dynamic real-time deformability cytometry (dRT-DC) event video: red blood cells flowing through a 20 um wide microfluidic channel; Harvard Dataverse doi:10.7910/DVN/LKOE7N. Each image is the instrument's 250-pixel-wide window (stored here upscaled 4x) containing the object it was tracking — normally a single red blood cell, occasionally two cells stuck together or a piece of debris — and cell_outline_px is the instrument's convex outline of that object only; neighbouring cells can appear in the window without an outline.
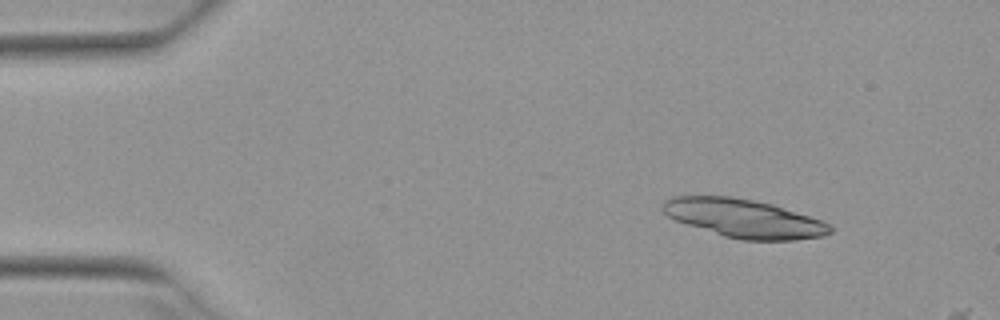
{"species": "Egyptian fruit bat (a non-hibernating species)", "species_latin": "Rousettus aegyptiacus", "temperature_condition": "warm", "stored_images_in_passage": 3, "camera_frame_rate_fps": 3000, "um_per_image_px": 0.085, "animal": {"sex": "female"}, "frame": {"image": 1, "passage_image": 1, "time_ms": 0.0, "image_size_px": [1000, 320], "cell_outline_px": [[832, 232], [824, 236], [796, 240], [744, 240], [724, 236], [676, 220], [668, 216], [664, 212], [664, 200], [672, 196], [732, 196], [772, 204], [824, 220], [832, 224]], "centroid_in_image_um": [63.31, 18.56], "position_along_channel_um": 21.7, "area_um2": 37.4}}